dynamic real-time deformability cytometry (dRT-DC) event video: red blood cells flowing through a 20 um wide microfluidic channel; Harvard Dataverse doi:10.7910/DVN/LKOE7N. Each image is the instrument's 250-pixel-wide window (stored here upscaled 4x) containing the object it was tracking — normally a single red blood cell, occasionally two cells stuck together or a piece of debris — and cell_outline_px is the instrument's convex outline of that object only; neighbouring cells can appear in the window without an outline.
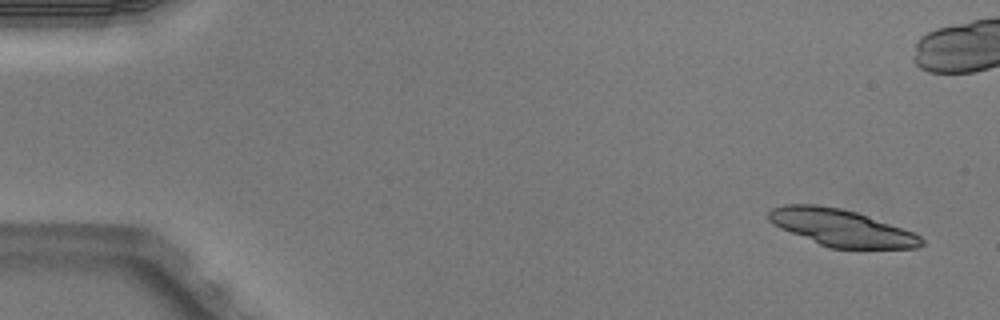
{"species": "Egyptian fruit bat (a non-hibernating species)", "species_latin": "Rousettus aegyptiacus", "temperature_condition": "warm", "stored_images_in_passage": 7, "camera_frame_rate_fps": 3000, "um_per_image_px": 0.085, "animal": {"sex": "male"}, "frame": {"image": 1, "passage_image": 1, "time_ms": 0.0, "image_size_px": [1000, 320], "cell_outline_px": [[924, 244], [916, 248], [828, 248], [780, 228], [772, 224], [768, 220], [768, 212], [772, 208], [784, 204], [816, 204], [840, 208], [856, 212], [912, 232], [920, 236], [924, 240]], "centroid_in_image_um": [71.46, 19.36], "position_along_channel_um": 13.5, "area_um2": 32.6}}